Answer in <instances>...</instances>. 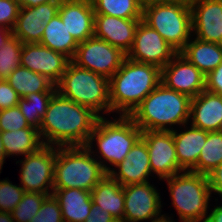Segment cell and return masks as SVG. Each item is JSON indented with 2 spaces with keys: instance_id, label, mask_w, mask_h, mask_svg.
I'll return each mask as SVG.
<instances>
[{
  "instance_id": "6da1fadb",
  "label": "cell",
  "mask_w": 222,
  "mask_h": 222,
  "mask_svg": "<svg viewBox=\"0 0 222 222\" xmlns=\"http://www.w3.org/2000/svg\"><path fill=\"white\" fill-rule=\"evenodd\" d=\"M99 118L91 108L77 104L56 91L48 103L39 134L44 145L85 146Z\"/></svg>"
},
{
  "instance_id": "7a4b0ae2",
  "label": "cell",
  "mask_w": 222,
  "mask_h": 222,
  "mask_svg": "<svg viewBox=\"0 0 222 222\" xmlns=\"http://www.w3.org/2000/svg\"><path fill=\"white\" fill-rule=\"evenodd\" d=\"M160 83L159 67L135 62L126 57L109 79L111 112L130 116Z\"/></svg>"
},
{
  "instance_id": "3957f363",
  "label": "cell",
  "mask_w": 222,
  "mask_h": 222,
  "mask_svg": "<svg viewBox=\"0 0 222 222\" xmlns=\"http://www.w3.org/2000/svg\"><path fill=\"white\" fill-rule=\"evenodd\" d=\"M190 104L189 96L160 83L129 117L142 132L173 131V125L187 127Z\"/></svg>"
},
{
  "instance_id": "277c9868",
  "label": "cell",
  "mask_w": 222,
  "mask_h": 222,
  "mask_svg": "<svg viewBox=\"0 0 222 222\" xmlns=\"http://www.w3.org/2000/svg\"><path fill=\"white\" fill-rule=\"evenodd\" d=\"M107 119L104 116L98 119L85 146L94 156H99L98 161L108 174L112 168L106 166L107 162L109 166H116L124 160L131 148L141 138L142 130L129 116H119L114 120ZM93 141H96L98 152L92 151Z\"/></svg>"
},
{
  "instance_id": "5b68a950",
  "label": "cell",
  "mask_w": 222,
  "mask_h": 222,
  "mask_svg": "<svg viewBox=\"0 0 222 222\" xmlns=\"http://www.w3.org/2000/svg\"><path fill=\"white\" fill-rule=\"evenodd\" d=\"M86 146L56 147L53 189H92L107 174Z\"/></svg>"
},
{
  "instance_id": "8992f818",
  "label": "cell",
  "mask_w": 222,
  "mask_h": 222,
  "mask_svg": "<svg viewBox=\"0 0 222 222\" xmlns=\"http://www.w3.org/2000/svg\"><path fill=\"white\" fill-rule=\"evenodd\" d=\"M55 86L60 95L91 108L100 117L103 113L111 114L109 79L104 76L71 61Z\"/></svg>"
},
{
  "instance_id": "52a82bcc",
  "label": "cell",
  "mask_w": 222,
  "mask_h": 222,
  "mask_svg": "<svg viewBox=\"0 0 222 222\" xmlns=\"http://www.w3.org/2000/svg\"><path fill=\"white\" fill-rule=\"evenodd\" d=\"M168 184L172 204L181 222H204L209 208L211 189L206 175L182 171L164 179Z\"/></svg>"
},
{
  "instance_id": "ba28073f",
  "label": "cell",
  "mask_w": 222,
  "mask_h": 222,
  "mask_svg": "<svg viewBox=\"0 0 222 222\" xmlns=\"http://www.w3.org/2000/svg\"><path fill=\"white\" fill-rule=\"evenodd\" d=\"M142 20L156 30L177 52H180L193 36L189 0L145 7Z\"/></svg>"
},
{
  "instance_id": "9c48e42d",
  "label": "cell",
  "mask_w": 222,
  "mask_h": 222,
  "mask_svg": "<svg viewBox=\"0 0 222 222\" xmlns=\"http://www.w3.org/2000/svg\"><path fill=\"white\" fill-rule=\"evenodd\" d=\"M125 58L126 54L120 48L93 36L78 43L72 62L78 67L110 79L121 67Z\"/></svg>"
},
{
  "instance_id": "30bf717a",
  "label": "cell",
  "mask_w": 222,
  "mask_h": 222,
  "mask_svg": "<svg viewBox=\"0 0 222 222\" xmlns=\"http://www.w3.org/2000/svg\"><path fill=\"white\" fill-rule=\"evenodd\" d=\"M55 159L56 147L44 145L20 160V185L25 192L53 193Z\"/></svg>"
},
{
  "instance_id": "8fae6325",
  "label": "cell",
  "mask_w": 222,
  "mask_h": 222,
  "mask_svg": "<svg viewBox=\"0 0 222 222\" xmlns=\"http://www.w3.org/2000/svg\"><path fill=\"white\" fill-rule=\"evenodd\" d=\"M177 53L156 30L140 20L133 45L126 57L132 61L152 64L162 69Z\"/></svg>"
},
{
  "instance_id": "7c38bea8",
  "label": "cell",
  "mask_w": 222,
  "mask_h": 222,
  "mask_svg": "<svg viewBox=\"0 0 222 222\" xmlns=\"http://www.w3.org/2000/svg\"><path fill=\"white\" fill-rule=\"evenodd\" d=\"M141 138L147 145L152 174L163 180L184 171L178 165L172 131H144Z\"/></svg>"
},
{
  "instance_id": "4fadbf2b",
  "label": "cell",
  "mask_w": 222,
  "mask_h": 222,
  "mask_svg": "<svg viewBox=\"0 0 222 222\" xmlns=\"http://www.w3.org/2000/svg\"><path fill=\"white\" fill-rule=\"evenodd\" d=\"M125 196L122 222L153 220L161 216L160 193L149 182L122 186Z\"/></svg>"
},
{
  "instance_id": "5bb4252c",
  "label": "cell",
  "mask_w": 222,
  "mask_h": 222,
  "mask_svg": "<svg viewBox=\"0 0 222 222\" xmlns=\"http://www.w3.org/2000/svg\"><path fill=\"white\" fill-rule=\"evenodd\" d=\"M205 77L179 52L161 69V83L191 99L205 90Z\"/></svg>"
},
{
  "instance_id": "9a60e30c",
  "label": "cell",
  "mask_w": 222,
  "mask_h": 222,
  "mask_svg": "<svg viewBox=\"0 0 222 222\" xmlns=\"http://www.w3.org/2000/svg\"><path fill=\"white\" fill-rule=\"evenodd\" d=\"M71 61L65 54L40 43H24L22 47L21 66L47 77L55 85Z\"/></svg>"
},
{
  "instance_id": "2e32d148",
  "label": "cell",
  "mask_w": 222,
  "mask_h": 222,
  "mask_svg": "<svg viewBox=\"0 0 222 222\" xmlns=\"http://www.w3.org/2000/svg\"><path fill=\"white\" fill-rule=\"evenodd\" d=\"M195 38L222 44V0H189Z\"/></svg>"
},
{
  "instance_id": "e0dca14e",
  "label": "cell",
  "mask_w": 222,
  "mask_h": 222,
  "mask_svg": "<svg viewBox=\"0 0 222 222\" xmlns=\"http://www.w3.org/2000/svg\"><path fill=\"white\" fill-rule=\"evenodd\" d=\"M60 2L40 4L20 8L16 24L12 30L23 44L40 43L44 26L58 14Z\"/></svg>"
},
{
  "instance_id": "ac0fdd59",
  "label": "cell",
  "mask_w": 222,
  "mask_h": 222,
  "mask_svg": "<svg viewBox=\"0 0 222 222\" xmlns=\"http://www.w3.org/2000/svg\"><path fill=\"white\" fill-rule=\"evenodd\" d=\"M58 14L77 43L94 36L95 12L91 0H62Z\"/></svg>"
},
{
  "instance_id": "d6986e66",
  "label": "cell",
  "mask_w": 222,
  "mask_h": 222,
  "mask_svg": "<svg viewBox=\"0 0 222 222\" xmlns=\"http://www.w3.org/2000/svg\"><path fill=\"white\" fill-rule=\"evenodd\" d=\"M142 19H123L95 14L94 36L120 48L125 54L133 45L136 28Z\"/></svg>"
},
{
  "instance_id": "ffe728a7",
  "label": "cell",
  "mask_w": 222,
  "mask_h": 222,
  "mask_svg": "<svg viewBox=\"0 0 222 222\" xmlns=\"http://www.w3.org/2000/svg\"><path fill=\"white\" fill-rule=\"evenodd\" d=\"M108 173L114 180L122 186L149 182V176H152L149 162V152L145 141L140 138L131 148L126 158L116 165Z\"/></svg>"
},
{
  "instance_id": "44dd1931",
  "label": "cell",
  "mask_w": 222,
  "mask_h": 222,
  "mask_svg": "<svg viewBox=\"0 0 222 222\" xmlns=\"http://www.w3.org/2000/svg\"><path fill=\"white\" fill-rule=\"evenodd\" d=\"M189 119L193 127L217 131L222 120V95L203 90L191 99Z\"/></svg>"
},
{
  "instance_id": "7402d4cb",
  "label": "cell",
  "mask_w": 222,
  "mask_h": 222,
  "mask_svg": "<svg viewBox=\"0 0 222 222\" xmlns=\"http://www.w3.org/2000/svg\"><path fill=\"white\" fill-rule=\"evenodd\" d=\"M189 128V129H188ZM178 165L184 170H191L197 163L206 138L207 131L189 126L184 131H172Z\"/></svg>"
},
{
  "instance_id": "603a6c76",
  "label": "cell",
  "mask_w": 222,
  "mask_h": 222,
  "mask_svg": "<svg viewBox=\"0 0 222 222\" xmlns=\"http://www.w3.org/2000/svg\"><path fill=\"white\" fill-rule=\"evenodd\" d=\"M59 202L63 222H85L93 204L91 191L78 188L53 189Z\"/></svg>"
},
{
  "instance_id": "cb8c5ba5",
  "label": "cell",
  "mask_w": 222,
  "mask_h": 222,
  "mask_svg": "<svg viewBox=\"0 0 222 222\" xmlns=\"http://www.w3.org/2000/svg\"><path fill=\"white\" fill-rule=\"evenodd\" d=\"M91 198L95 206H101L113 216L117 222L124 219V191L122 185L106 174L92 189Z\"/></svg>"
},
{
  "instance_id": "d4e9b609",
  "label": "cell",
  "mask_w": 222,
  "mask_h": 222,
  "mask_svg": "<svg viewBox=\"0 0 222 222\" xmlns=\"http://www.w3.org/2000/svg\"><path fill=\"white\" fill-rule=\"evenodd\" d=\"M204 75L222 63V44L201 41L195 37L179 52Z\"/></svg>"
},
{
  "instance_id": "484cf974",
  "label": "cell",
  "mask_w": 222,
  "mask_h": 222,
  "mask_svg": "<svg viewBox=\"0 0 222 222\" xmlns=\"http://www.w3.org/2000/svg\"><path fill=\"white\" fill-rule=\"evenodd\" d=\"M6 156H26L44 146L39 130L35 127L0 132Z\"/></svg>"
},
{
  "instance_id": "4316f807",
  "label": "cell",
  "mask_w": 222,
  "mask_h": 222,
  "mask_svg": "<svg viewBox=\"0 0 222 222\" xmlns=\"http://www.w3.org/2000/svg\"><path fill=\"white\" fill-rule=\"evenodd\" d=\"M40 44L53 51L65 54L71 60L74 58L78 46V43L71 33L68 32L59 14L55 15L44 26V33Z\"/></svg>"
},
{
  "instance_id": "83f0119b",
  "label": "cell",
  "mask_w": 222,
  "mask_h": 222,
  "mask_svg": "<svg viewBox=\"0 0 222 222\" xmlns=\"http://www.w3.org/2000/svg\"><path fill=\"white\" fill-rule=\"evenodd\" d=\"M20 98L39 92H56L55 84L47 77L19 66L6 79Z\"/></svg>"
},
{
  "instance_id": "f1b7e54d",
  "label": "cell",
  "mask_w": 222,
  "mask_h": 222,
  "mask_svg": "<svg viewBox=\"0 0 222 222\" xmlns=\"http://www.w3.org/2000/svg\"><path fill=\"white\" fill-rule=\"evenodd\" d=\"M222 164V135L207 132L206 142L201 149L198 163L190 170L208 176Z\"/></svg>"
},
{
  "instance_id": "f546056e",
  "label": "cell",
  "mask_w": 222,
  "mask_h": 222,
  "mask_svg": "<svg viewBox=\"0 0 222 222\" xmlns=\"http://www.w3.org/2000/svg\"><path fill=\"white\" fill-rule=\"evenodd\" d=\"M95 14L123 19H142L143 8L138 0H91Z\"/></svg>"
},
{
  "instance_id": "4dcf8cb0",
  "label": "cell",
  "mask_w": 222,
  "mask_h": 222,
  "mask_svg": "<svg viewBox=\"0 0 222 222\" xmlns=\"http://www.w3.org/2000/svg\"><path fill=\"white\" fill-rule=\"evenodd\" d=\"M55 92H39L20 98L18 107L30 126L39 130L48 103Z\"/></svg>"
},
{
  "instance_id": "1f68e13d",
  "label": "cell",
  "mask_w": 222,
  "mask_h": 222,
  "mask_svg": "<svg viewBox=\"0 0 222 222\" xmlns=\"http://www.w3.org/2000/svg\"><path fill=\"white\" fill-rule=\"evenodd\" d=\"M23 43L13 34L0 46V79H7L21 66Z\"/></svg>"
},
{
  "instance_id": "d6a6232c",
  "label": "cell",
  "mask_w": 222,
  "mask_h": 222,
  "mask_svg": "<svg viewBox=\"0 0 222 222\" xmlns=\"http://www.w3.org/2000/svg\"><path fill=\"white\" fill-rule=\"evenodd\" d=\"M47 196L38 192H25L18 205L11 212L14 222H31Z\"/></svg>"
},
{
  "instance_id": "836d02e7",
  "label": "cell",
  "mask_w": 222,
  "mask_h": 222,
  "mask_svg": "<svg viewBox=\"0 0 222 222\" xmlns=\"http://www.w3.org/2000/svg\"><path fill=\"white\" fill-rule=\"evenodd\" d=\"M24 193L22 186L12 184L7 178L0 180V212H12Z\"/></svg>"
},
{
  "instance_id": "e575fe53",
  "label": "cell",
  "mask_w": 222,
  "mask_h": 222,
  "mask_svg": "<svg viewBox=\"0 0 222 222\" xmlns=\"http://www.w3.org/2000/svg\"><path fill=\"white\" fill-rule=\"evenodd\" d=\"M33 127L28 124L18 106L0 111V132Z\"/></svg>"
},
{
  "instance_id": "d590c367",
  "label": "cell",
  "mask_w": 222,
  "mask_h": 222,
  "mask_svg": "<svg viewBox=\"0 0 222 222\" xmlns=\"http://www.w3.org/2000/svg\"><path fill=\"white\" fill-rule=\"evenodd\" d=\"M31 222H63L59 202L53 194L44 199L41 208Z\"/></svg>"
},
{
  "instance_id": "8d00e7d4",
  "label": "cell",
  "mask_w": 222,
  "mask_h": 222,
  "mask_svg": "<svg viewBox=\"0 0 222 222\" xmlns=\"http://www.w3.org/2000/svg\"><path fill=\"white\" fill-rule=\"evenodd\" d=\"M20 7L15 0H0V25L13 30Z\"/></svg>"
},
{
  "instance_id": "74e56055",
  "label": "cell",
  "mask_w": 222,
  "mask_h": 222,
  "mask_svg": "<svg viewBox=\"0 0 222 222\" xmlns=\"http://www.w3.org/2000/svg\"><path fill=\"white\" fill-rule=\"evenodd\" d=\"M20 96L6 79H0V111L18 106Z\"/></svg>"
},
{
  "instance_id": "f35d334b",
  "label": "cell",
  "mask_w": 222,
  "mask_h": 222,
  "mask_svg": "<svg viewBox=\"0 0 222 222\" xmlns=\"http://www.w3.org/2000/svg\"><path fill=\"white\" fill-rule=\"evenodd\" d=\"M205 90L222 95V63L206 75Z\"/></svg>"
},
{
  "instance_id": "ab89813d",
  "label": "cell",
  "mask_w": 222,
  "mask_h": 222,
  "mask_svg": "<svg viewBox=\"0 0 222 222\" xmlns=\"http://www.w3.org/2000/svg\"><path fill=\"white\" fill-rule=\"evenodd\" d=\"M85 222H117L107 211H104L101 206L92 204L89 216Z\"/></svg>"
},
{
  "instance_id": "60d3db41",
  "label": "cell",
  "mask_w": 222,
  "mask_h": 222,
  "mask_svg": "<svg viewBox=\"0 0 222 222\" xmlns=\"http://www.w3.org/2000/svg\"><path fill=\"white\" fill-rule=\"evenodd\" d=\"M211 192L222 197V164L208 175Z\"/></svg>"
},
{
  "instance_id": "b9f144b4",
  "label": "cell",
  "mask_w": 222,
  "mask_h": 222,
  "mask_svg": "<svg viewBox=\"0 0 222 222\" xmlns=\"http://www.w3.org/2000/svg\"><path fill=\"white\" fill-rule=\"evenodd\" d=\"M20 8L34 7L40 4L61 2L62 0H15Z\"/></svg>"
},
{
  "instance_id": "7bdbcfd3",
  "label": "cell",
  "mask_w": 222,
  "mask_h": 222,
  "mask_svg": "<svg viewBox=\"0 0 222 222\" xmlns=\"http://www.w3.org/2000/svg\"><path fill=\"white\" fill-rule=\"evenodd\" d=\"M204 222H222V205L214 207Z\"/></svg>"
},
{
  "instance_id": "ee69618b",
  "label": "cell",
  "mask_w": 222,
  "mask_h": 222,
  "mask_svg": "<svg viewBox=\"0 0 222 222\" xmlns=\"http://www.w3.org/2000/svg\"><path fill=\"white\" fill-rule=\"evenodd\" d=\"M138 1L140 3V6L142 8H145L154 4H169L179 0H138Z\"/></svg>"
},
{
  "instance_id": "f6af8a7d",
  "label": "cell",
  "mask_w": 222,
  "mask_h": 222,
  "mask_svg": "<svg viewBox=\"0 0 222 222\" xmlns=\"http://www.w3.org/2000/svg\"><path fill=\"white\" fill-rule=\"evenodd\" d=\"M12 34V30L0 25V46H2Z\"/></svg>"
},
{
  "instance_id": "bcb514c9",
  "label": "cell",
  "mask_w": 222,
  "mask_h": 222,
  "mask_svg": "<svg viewBox=\"0 0 222 222\" xmlns=\"http://www.w3.org/2000/svg\"><path fill=\"white\" fill-rule=\"evenodd\" d=\"M5 160H6V153H5L3 142L0 135V173H1Z\"/></svg>"
},
{
  "instance_id": "7dc6e473",
  "label": "cell",
  "mask_w": 222,
  "mask_h": 222,
  "mask_svg": "<svg viewBox=\"0 0 222 222\" xmlns=\"http://www.w3.org/2000/svg\"><path fill=\"white\" fill-rule=\"evenodd\" d=\"M0 222H14L11 212H0Z\"/></svg>"
},
{
  "instance_id": "c3c4849f",
  "label": "cell",
  "mask_w": 222,
  "mask_h": 222,
  "mask_svg": "<svg viewBox=\"0 0 222 222\" xmlns=\"http://www.w3.org/2000/svg\"><path fill=\"white\" fill-rule=\"evenodd\" d=\"M151 222H173V220L171 217L162 214L161 216L151 220Z\"/></svg>"
},
{
  "instance_id": "681fc988",
  "label": "cell",
  "mask_w": 222,
  "mask_h": 222,
  "mask_svg": "<svg viewBox=\"0 0 222 222\" xmlns=\"http://www.w3.org/2000/svg\"><path fill=\"white\" fill-rule=\"evenodd\" d=\"M217 132L222 135V120L220 121Z\"/></svg>"
}]
</instances>
